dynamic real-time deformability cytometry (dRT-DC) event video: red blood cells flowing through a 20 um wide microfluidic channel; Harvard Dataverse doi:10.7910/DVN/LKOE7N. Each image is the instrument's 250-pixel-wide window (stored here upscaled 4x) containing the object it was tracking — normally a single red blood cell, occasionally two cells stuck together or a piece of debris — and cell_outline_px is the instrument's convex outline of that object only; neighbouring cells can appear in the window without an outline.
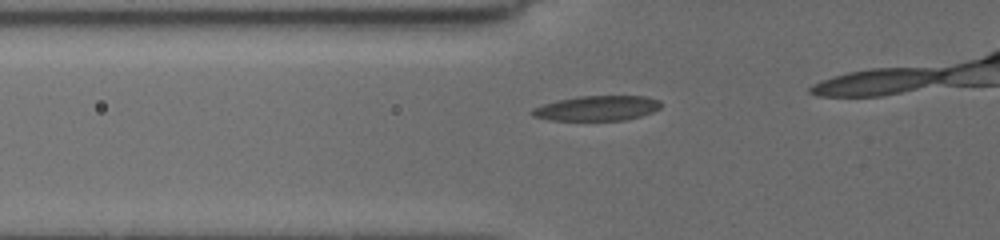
{"species": "common noctule bat (a hibernating species)", "species_latin": "Nyctalus noctula", "temperature_condition": "cold", "stored_images_in_passage": 11, "camera_frame_rate_fps": 3000, "um_per_image_px": 0.085, "animal": {"sex": "female", "body_mass_g": 19.5, "forearm_length_mm": 54.1}, "frame": {"image": 1, "passage_image": 5, "time_ms": 1.667, "image_size_px": [1000, 240], "cell_outline_px": [[660, 108], [652, 112], [628, 120], [548, 120], [532, 116], [528, 112], [532, 108], [544, 104], [560, 100], [580, 96], [644, 96], [660, 100]], "centroid_in_image_um": [50.73, 9.2], "position_along_channel_um": 75.1, "area_um2": 18.73}}
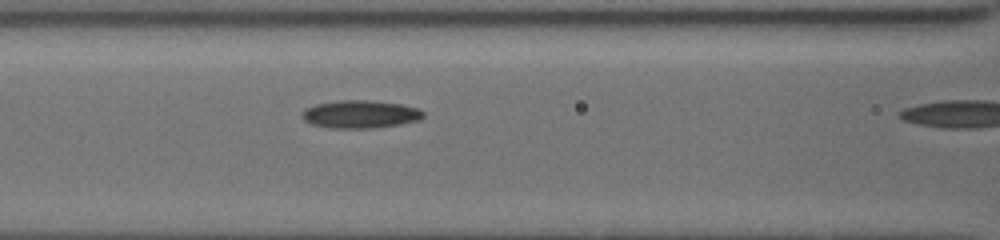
{"frame": {"image": 2, "passage_image": 10, "time_ms": 3.333, "image_size_px": [1000, 240], "cell_outline_px": [[424, 116], [420, 120], [400, 124], [372, 128], [328, 128], [312, 124], [304, 120], [300, 116], [300, 112], [304, 108], [316, 104], [340, 100], [368, 100], [400, 104], [420, 108], [424, 112]], "centroid_in_image_um": [30.6, 9.71], "position_along_channel_um": 136.0, "area_um2": 19.88}}